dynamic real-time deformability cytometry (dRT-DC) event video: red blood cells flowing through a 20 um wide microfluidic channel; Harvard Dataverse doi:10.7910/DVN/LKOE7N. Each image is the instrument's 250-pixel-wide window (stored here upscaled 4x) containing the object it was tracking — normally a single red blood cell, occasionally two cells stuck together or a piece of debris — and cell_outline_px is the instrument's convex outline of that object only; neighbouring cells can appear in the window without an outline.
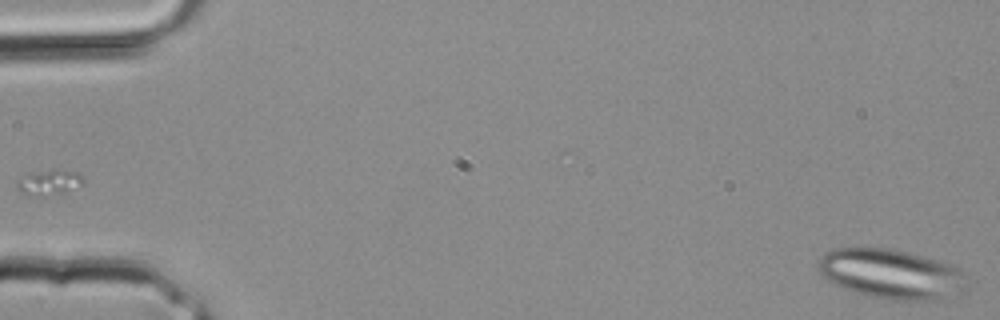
{"species": "common noctule bat (a hibernating species)", "species_latin": "Nyctalus noctula", "temperature_condition": "room temperature", "stored_images_in_passage": 3, "segment_of_instrument_passage": [2, 2], "camera_frame_rate_fps": 3000, "um_per_image_px": 0.085, "animal": {"sex": "male", "body_mass_g": 20.4}, "frame": {"image": 1, "passage_image": 3, "time_ms": 0.667, "image_size_px": [1000, 320], "cell_outline_px": [[960, 272], [944, 300], [892, 300], [872, 296], [856, 292], [844, 288], [828, 280], [820, 272], [816, 260], [824, 252], [832, 248], [860, 244], [892, 248], [924, 256], [952, 264], [960, 268]], "centroid_in_image_um": [75.47, 23.18], "position_along_channel_um": 9.5, "area_um2": 42.31}}